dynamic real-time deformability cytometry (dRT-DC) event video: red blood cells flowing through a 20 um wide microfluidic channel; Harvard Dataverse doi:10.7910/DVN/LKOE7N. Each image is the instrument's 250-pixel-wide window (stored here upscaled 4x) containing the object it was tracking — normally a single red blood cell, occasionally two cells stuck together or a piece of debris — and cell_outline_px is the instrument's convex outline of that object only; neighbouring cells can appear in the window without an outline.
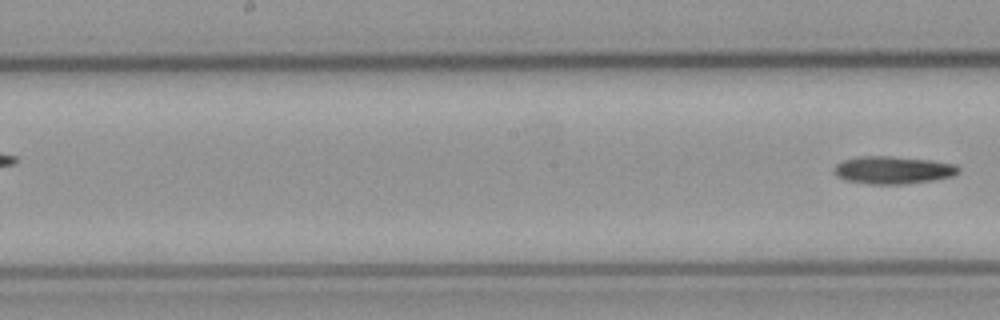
{"species": "common noctule bat (a hibernating species)", "species_latin": "Nyctalus noctula", "temperature_condition": "cold", "stored_images_in_passage": 9, "segment_of_instrument_passage": [2, 2], "camera_frame_rate_fps": 3000, "um_per_image_px": 0.085, "animal": {"sex": "male", "body_mass_g": 23.1, "forearm_length_mm": 52.7}, "frame": {"image": 1, "passage_image": 9, "time_ms": 10.333, "image_size_px": [1000, 320], "cell_outline_px": [[960, 172], [952, 176], [932, 180], [904, 184], [872, 184], [844, 180], [836, 176], [832, 168], [836, 164], [844, 160], [864, 156], [888, 156], [932, 160], [956, 164], [960, 168]], "centroid_in_image_um": [75.9, 14.45], "position_along_channel_um": 172.3, "area_um2": 20.06}}